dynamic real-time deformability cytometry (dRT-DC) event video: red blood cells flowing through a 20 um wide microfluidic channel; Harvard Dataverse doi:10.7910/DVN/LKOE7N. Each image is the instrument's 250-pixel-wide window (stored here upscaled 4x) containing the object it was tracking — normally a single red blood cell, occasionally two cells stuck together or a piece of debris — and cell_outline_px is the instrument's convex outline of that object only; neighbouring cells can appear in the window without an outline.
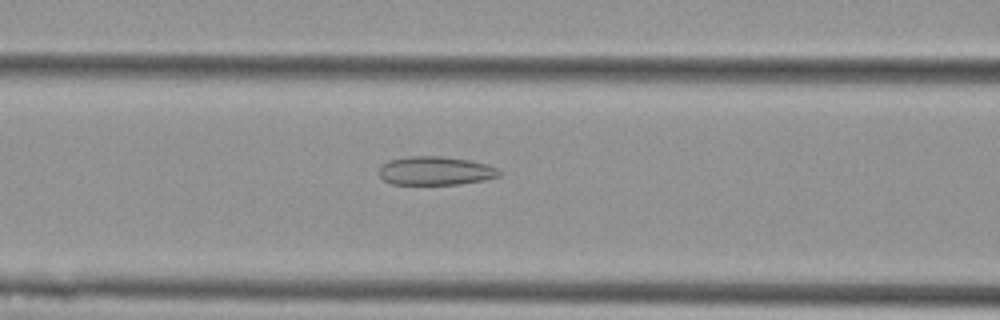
{"species": "Egyptian fruit bat (a non-hibernating species)", "species_latin": "Rousettus aegyptiacus", "temperature_condition": "cold", "stored_images_in_passage": 48, "camera_frame_rate_fps": 3000, "um_per_image_px": 0.085, "animal": {"sex": "female"}, "frame": {"image": 1, "passage_image": 16, "time_ms": 5.0, "image_size_px": [1000, 320], "cell_outline_px": [[500, 176], [484, 180], [460, 184], [392, 184], [384, 180], [380, 176], [380, 164], [388, 160], [408, 156], [440, 156], [468, 160], [488, 164], [500, 168]], "centroid_in_image_um": [37.03, 14.51], "position_along_channel_um": 129.6, "area_um2": 20.17}}
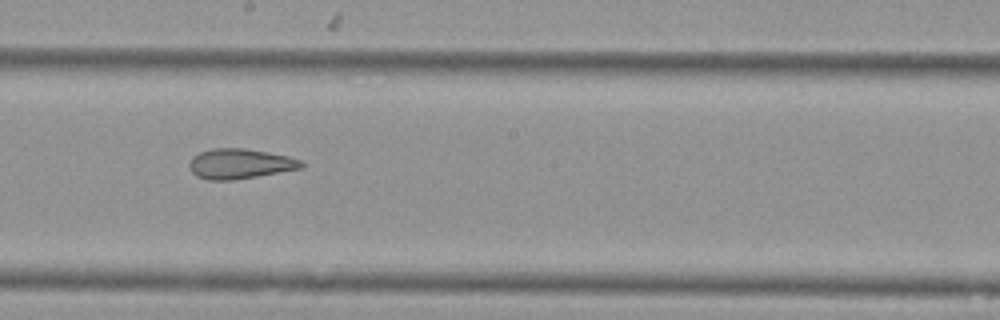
{"frame": {"image": 2, "passage_image": 24, "time_ms": 7.667, "image_size_px": [1000, 320], "cell_outline_px": [[304, 168], [232, 180], [208, 180], [196, 176], [192, 172], [188, 164], [192, 156], [200, 152], [212, 148], [244, 148], [268, 152], [288, 156], [300, 160], [304, 164]], "centroid_in_image_um": [20.38, 13.91], "position_along_channel_um": 227.8, "area_um2": 19.65}}
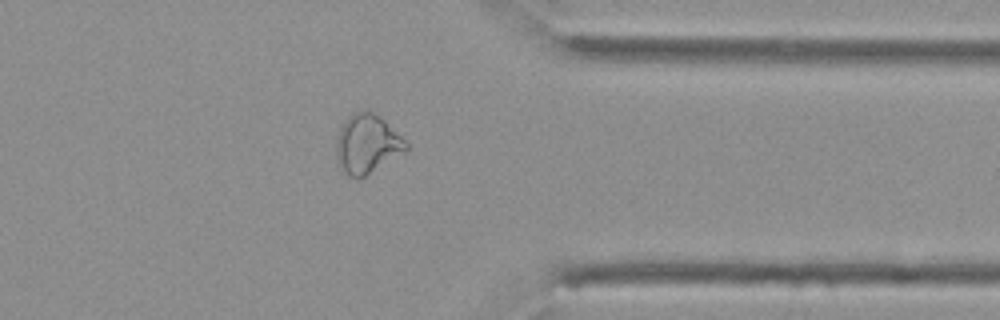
{"frame": {"image": 3, "passage_image": 37, "time_ms": 12.0, "image_size_px": [1000, 320], "cell_outline_px": [[408, 148], [404, 152], [364, 176], [348, 176], [336, 164], [336, 140], [340, 128], [344, 120], [352, 112], [364, 108], [372, 112], [384, 120], [408, 144]], "centroid_in_image_um": [31.15, 12.2], "position_along_channel_um": 380.3, "area_um2": 23.81}, "authors_computed_cell_mechanics": {"area_um2": 22.5998, "velocity_mm_per_s": 3.6952, "shape_relaxation_time_tau1_ms": null, "shape_relaxation_time_tau2_ms": 1.7057, "deformation_change_tau1": null, "deformation_change_tau2": 0.077}}